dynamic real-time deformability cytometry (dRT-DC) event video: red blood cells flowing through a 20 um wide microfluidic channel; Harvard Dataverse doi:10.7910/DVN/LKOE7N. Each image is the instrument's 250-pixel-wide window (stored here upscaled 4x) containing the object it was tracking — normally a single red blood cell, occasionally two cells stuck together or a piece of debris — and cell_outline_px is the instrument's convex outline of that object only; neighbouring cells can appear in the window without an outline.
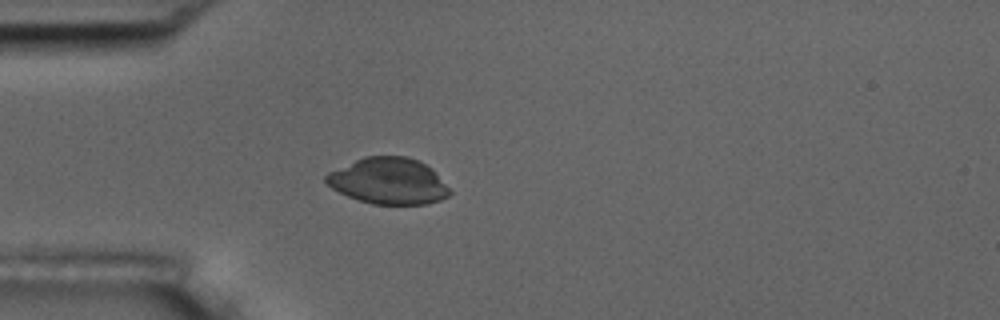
{"species": "common noctule bat (a hibernating species)", "species_latin": "Nyctalus noctula", "temperature_condition": "room temperature", "stored_images_in_passage": 6, "segment_of_instrument_passage": [2, 2], "camera_frame_rate_fps": 3000, "um_per_image_px": 0.085, "animal": {"sex": "male", "body_mass_g": 17.5, "forearm_length_mm": 52.3}, "frame": {"image": 1, "passage_image": 6, "time_ms": 6.667, "image_size_px": [1000, 320], "cell_outline_px": [[452, 192], [448, 196], [440, 200], [428, 204], [372, 204], [348, 196], [332, 188], [324, 180], [324, 176], [328, 172], [364, 156], [408, 156], [420, 160], [432, 168]], "centroid_in_image_um": [33.03, 15.38], "position_along_channel_um": 52.0, "area_um2": 33.41}}